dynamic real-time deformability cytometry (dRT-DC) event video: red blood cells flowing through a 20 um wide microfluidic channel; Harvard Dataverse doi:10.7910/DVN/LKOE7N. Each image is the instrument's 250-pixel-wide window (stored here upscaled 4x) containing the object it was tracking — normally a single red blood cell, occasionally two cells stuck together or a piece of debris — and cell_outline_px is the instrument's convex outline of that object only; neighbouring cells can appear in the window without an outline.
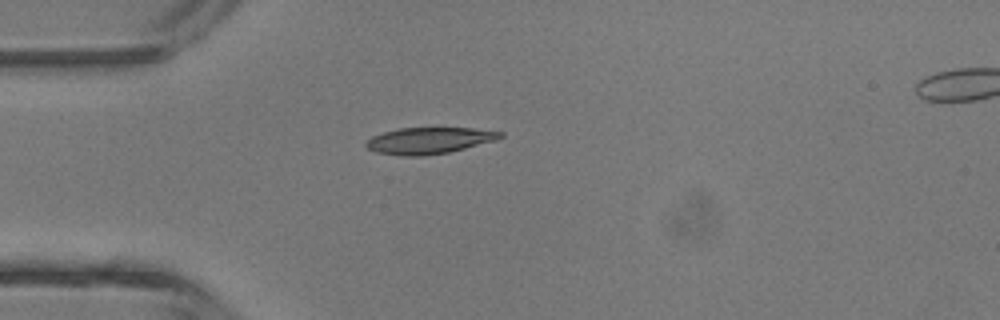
{"species": "common noctule bat (a hibernating species)", "species_latin": "Nyctalus noctula", "temperature_condition": "room temperature", "stored_images_in_passage": 2, "camera_frame_rate_fps": 3000, "um_per_image_px": 0.085, "animal": {"sex": "male", "body_mass_g": 13.3}, "frame": {"image": 1, "passage_image": 1, "time_ms": 0.0, "image_size_px": [1000, 320], "cell_outline_px": [[504, 136], [496, 140], [448, 152], [424, 156], [404, 156], [376, 152], [368, 148], [364, 144], [372, 136], [384, 132], [400, 128], [472, 128], [504, 132]], "centroid_in_image_um": [36.48, 11.94], "position_along_channel_um": 48.5, "area_um2": 20.52}}